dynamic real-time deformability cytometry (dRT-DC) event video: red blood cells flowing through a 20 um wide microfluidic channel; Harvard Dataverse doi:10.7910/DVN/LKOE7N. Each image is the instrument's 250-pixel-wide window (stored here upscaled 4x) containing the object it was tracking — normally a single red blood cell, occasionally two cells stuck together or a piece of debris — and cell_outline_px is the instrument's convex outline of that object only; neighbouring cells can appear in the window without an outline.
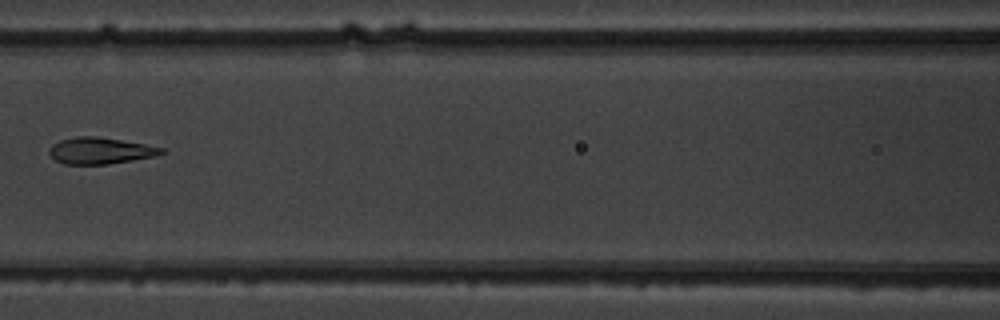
{"species": "common noctule bat (a hibernating species)", "species_latin": "Nyctalus noctula", "temperature_condition": "warm", "stored_images_in_passage": 10, "camera_frame_rate_fps": 3000, "um_per_image_px": 0.085, "animal": {"sex": "male", "body_mass_g": 19.5, "forearm_length_mm": 54.6}, "frame": {"image": 1, "passage_image": 9, "time_ms": 9.0, "image_size_px": [1000, 320], "cell_outline_px": [[164, 152], [156, 156], [108, 164], [64, 164], [56, 160], [48, 152], [48, 148], [52, 144], [60, 140], [76, 136], [96, 136], [144, 144], [164, 148]], "centroid_in_image_um": [8.49, 12.8], "position_along_channel_um": 158.1, "area_um2": 17.22}}
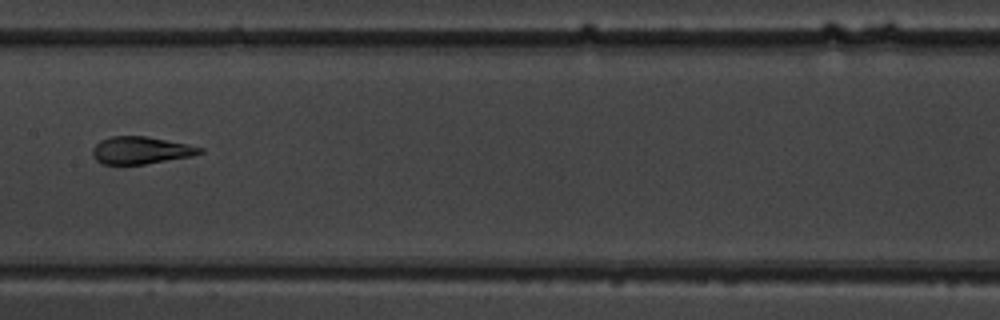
{"frame": {"image": 2, "passage_image": 10, "time_ms": 10.0, "image_size_px": [1000, 320], "cell_outline_px": [[204, 152], [192, 156], [144, 164], [104, 164], [96, 160], [92, 156], [92, 148], [100, 140], [112, 136], [148, 136], [188, 144], [204, 148]], "centroid_in_image_um": [11.97, 12.77], "position_along_channel_um": 195.4, "area_um2": 17.17}}